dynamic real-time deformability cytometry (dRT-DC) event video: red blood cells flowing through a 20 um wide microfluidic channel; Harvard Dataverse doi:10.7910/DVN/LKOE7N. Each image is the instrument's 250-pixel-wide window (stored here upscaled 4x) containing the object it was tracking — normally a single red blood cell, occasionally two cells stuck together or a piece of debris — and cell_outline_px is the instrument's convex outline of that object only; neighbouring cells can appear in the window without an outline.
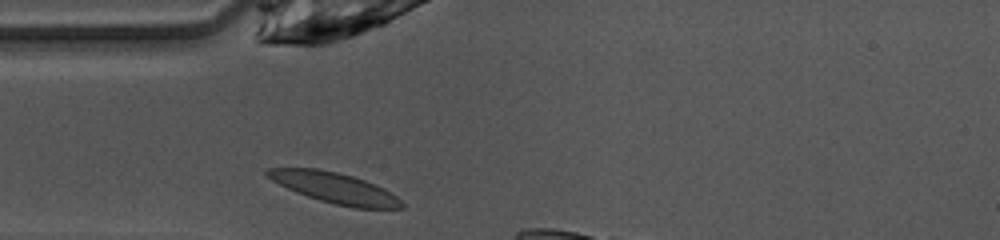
{"species": "common noctule bat (a hibernating species)", "species_latin": "Nyctalus noctula", "temperature_condition": "warm", "stored_images_in_passage": 5, "camera_frame_rate_fps": 3000, "um_per_image_px": 0.085, "animal": {"sex": "female", "body_mass_g": 10.0, "forearm_length_mm": 53.1}, "frame": {"image": 1, "passage_image": 1, "time_ms": 0.0, "image_size_px": [1000, 240], "cell_outline_px": [[404, 208], [356, 208], [336, 204], [320, 200], [296, 192], [272, 180], [264, 172], [268, 168], [316, 168], [336, 172], [352, 176], [376, 184], [384, 188], [396, 196], [404, 204]], "centroid_in_image_um": [28.47, 15.96], "position_along_channel_um": 56.5, "area_um2": 23.64}}
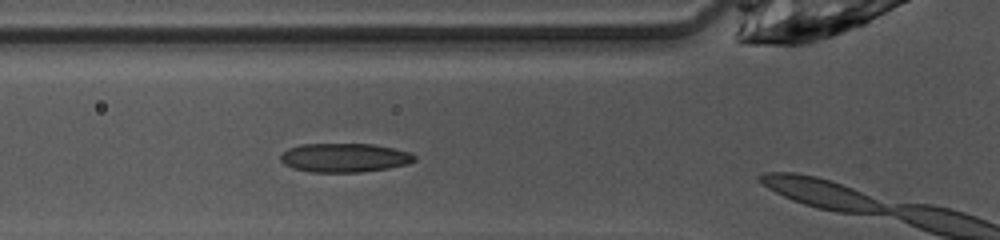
{"frame": {"image": 2, "passage_image": 4, "time_ms": 1.0, "image_size_px": [1000, 240], "cell_outline_px": [[416, 160], [408, 164], [388, 168], [360, 172], [312, 172], [292, 168], [284, 164], [280, 160], [280, 156], [288, 148], [300, 144], [372, 144], [392, 148], [408, 152], [416, 156]], "centroid_in_image_um": [29.26, 13.4], "position_along_channel_um": 96.5, "area_um2": 22.54}}